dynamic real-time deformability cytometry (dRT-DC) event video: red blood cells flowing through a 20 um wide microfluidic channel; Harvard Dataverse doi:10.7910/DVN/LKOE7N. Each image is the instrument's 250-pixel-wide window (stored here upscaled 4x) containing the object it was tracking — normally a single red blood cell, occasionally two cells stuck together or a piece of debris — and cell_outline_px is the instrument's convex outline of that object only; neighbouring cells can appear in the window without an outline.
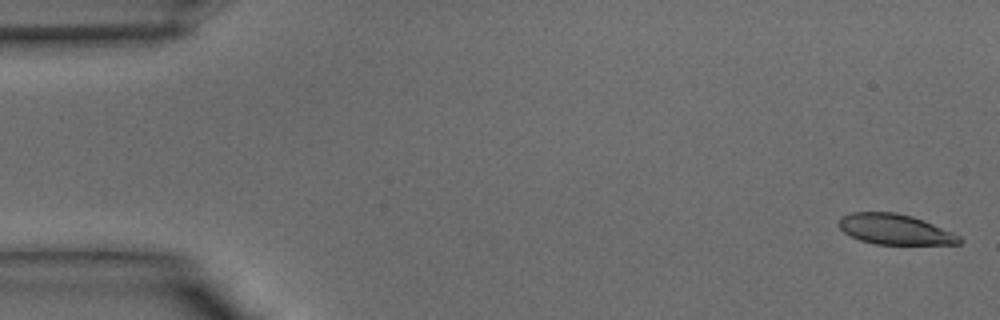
{"species": "common noctule bat (a hibernating species)", "species_latin": "Nyctalus noctula", "temperature_condition": "warm", "stored_images_in_passage": 39, "camera_frame_rate_fps": 3000, "um_per_image_px": 0.085, "animal": {"sex": "male", "body_mass_g": 15.6}, "frame": {"image": 1, "passage_image": 1, "time_ms": 0.0, "image_size_px": [1000, 320], "cell_outline_px": [[964, 240], [960, 244], [876, 244], [860, 240], [844, 232], [836, 224], [840, 216], [852, 212], [896, 212], [912, 216], [924, 220], [952, 232], [960, 236]], "centroid_in_image_um": [76.05, 19.48], "position_along_channel_um": 8.9, "area_um2": 21.44}}
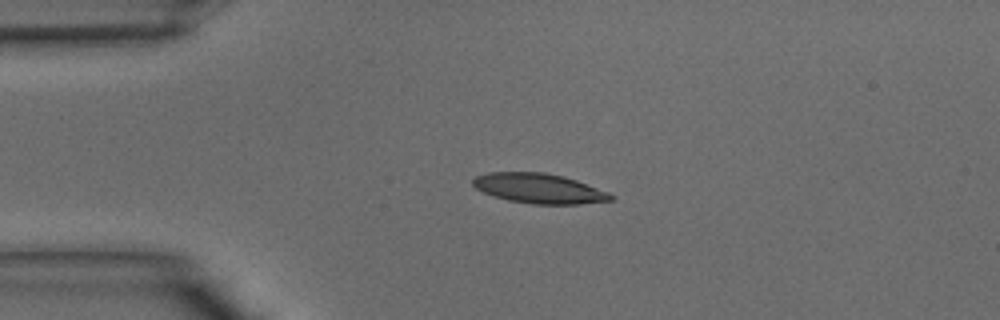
{"frame": {"image": 2, "passage_image": 9, "time_ms": 2.667, "image_size_px": [1000, 320], "cell_outline_px": [[616, 196], [612, 200], [580, 204], [532, 204], [508, 200], [484, 192], [476, 188], [472, 184], [472, 180], [476, 176], [488, 172], [544, 172], [564, 176], [576, 180], [608, 192]], "centroid_in_image_um": [45.83, 16.01], "position_along_channel_um": 39.2, "area_um2": 23.93}}
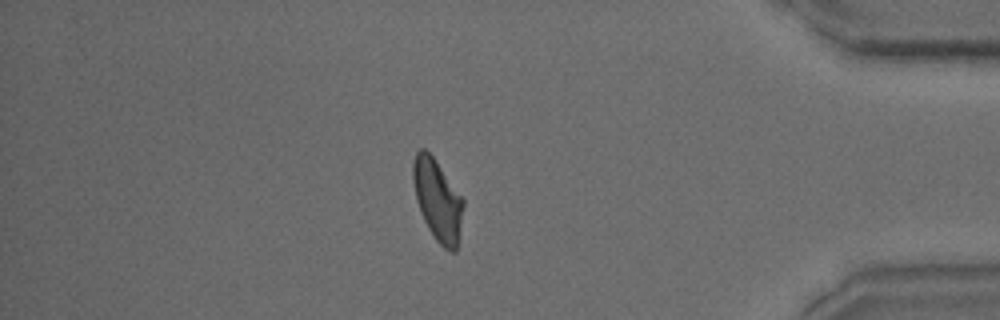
{"frame": {"image": 3, "passage_image": 34, "time_ms": 11.0, "image_size_px": [1000, 320], "cell_outline_px": [[464, 204], [456, 252], [452, 252], [444, 248], [436, 240], [428, 228], [420, 212], [416, 200], [412, 180], [412, 164], [416, 152], [420, 148], [424, 148], [432, 156], [464, 200]], "centroid_in_image_um": [37.17, 17.01], "position_along_channel_um": 398.0, "area_um2": 23.58}}